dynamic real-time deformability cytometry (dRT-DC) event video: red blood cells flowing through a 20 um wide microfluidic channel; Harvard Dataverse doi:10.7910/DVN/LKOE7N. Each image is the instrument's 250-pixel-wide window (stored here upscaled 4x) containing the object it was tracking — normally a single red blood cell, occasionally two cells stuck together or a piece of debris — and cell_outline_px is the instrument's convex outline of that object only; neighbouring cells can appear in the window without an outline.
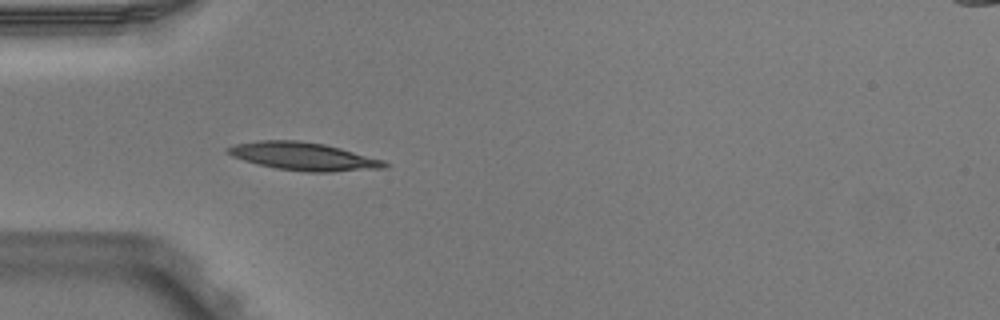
{"species": "Egyptian fruit bat (a non-hibernating species)", "species_latin": "Rousettus aegyptiacus", "temperature_condition": "warm", "stored_images_in_passage": 3, "camera_frame_rate_fps": 3000, "um_per_image_px": 0.085, "animal": {"sex": "male"}, "frame": {"image": 1, "passage_image": 3, "time_ms": 0.667, "image_size_px": [1000, 320], "cell_outline_px": [[392, 164], [388, 168], [332, 172], [308, 172], [276, 168], [244, 160], [232, 156], [224, 148], [236, 144], [260, 140], [296, 140], [324, 144], [340, 148], [384, 160]], "centroid_in_image_um": [25.86, 13.3], "position_along_channel_um": 59.1, "area_um2": 25.49}}